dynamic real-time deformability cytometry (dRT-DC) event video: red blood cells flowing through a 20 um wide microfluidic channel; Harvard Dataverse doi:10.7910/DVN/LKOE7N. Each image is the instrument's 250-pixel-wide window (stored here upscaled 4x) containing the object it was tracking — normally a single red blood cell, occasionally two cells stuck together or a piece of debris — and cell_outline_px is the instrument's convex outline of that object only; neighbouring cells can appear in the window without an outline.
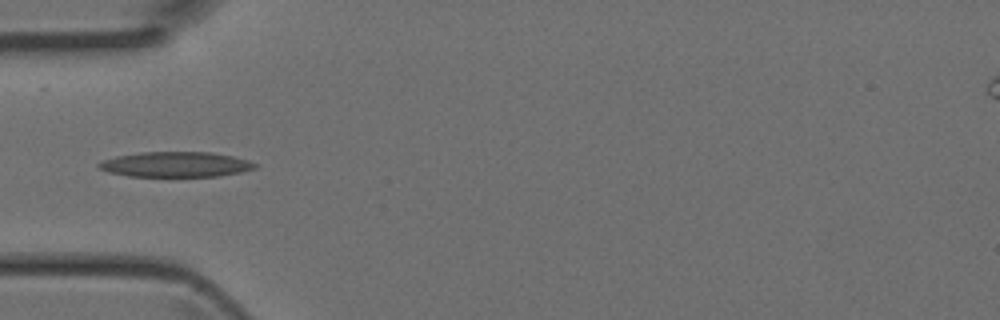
{"species": "Egyptian fruit bat (a non-hibernating species)", "species_latin": "Rousettus aegyptiacus", "temperature_condition": "room temperature", "stored_images_in_passage": 5, "camera_frame_rate_fps": 3000, "um_per_image_px": 0.085, "animal": {"sex": "female"}, "frame": {"image": 1, "passage_image": 4, "time_ms": 1.0, "image_size_px": [1000, 320], "cell_outline_px": [[256, 168], [240, 172], [220, 176], [128, 176], [108, 172], [96, 168], [96, 164], [100, 160], [116, 156], [140, 152], [212, 152], [232, 156], [248, 160], [256, 164]], "centroid_in_image_um": [14.87, 13.97], "position_along_channel_um": 70.1, "area_um2": 23.06}}
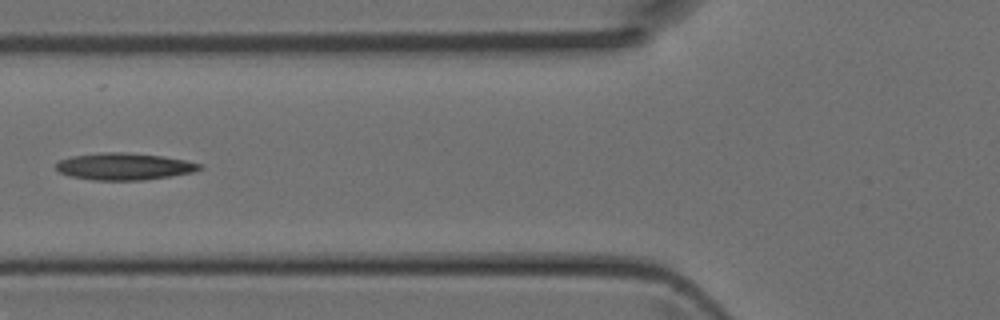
{"frame": {"image": 2, "passage_image": 5, "time_ms": 1.333, "image_size_px": [1000, 320], "cell_outline_px": [[204, 168], [192, 172], [144, 180], [92, 180], [72, 176], [60, 172], [56, 168], [56, 164], [60, 160], [72, 156], [104, 152], [124, 152], [164, 156], [184, 160], [200, 164]], "centroid_in_image_um": [10.55, 14.14], "position_along_channel_um": 115.2, "area_um2": 22.31}}